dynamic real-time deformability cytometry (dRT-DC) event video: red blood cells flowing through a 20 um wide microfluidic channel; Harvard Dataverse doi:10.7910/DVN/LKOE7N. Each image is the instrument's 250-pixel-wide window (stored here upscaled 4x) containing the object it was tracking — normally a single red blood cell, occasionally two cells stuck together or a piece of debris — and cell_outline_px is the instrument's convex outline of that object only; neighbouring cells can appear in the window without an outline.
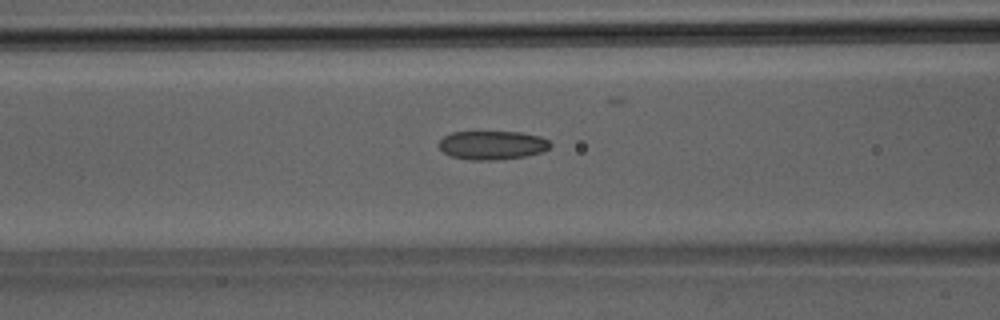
{"species": "Egyptian fruit bat (a non-hibernating species)", "species_latin": "Rousettus aegyptiacus", "temperature_condition": "room temperature", "stored_images_in_passage": 40, "camera_frame_rate_fps": 3000, "um_per_image_px": 0.085, "animal": {"sex": "male"}, "frame": {"image": 1, "passage_image": 16, "time_ms": 5.0, "image_size_px": [1000, 320], "cell_outline_px": [[552, 144], [544, 152], [528, 156], [496, 160], [472, 160], [452, 156], [444, 152], [436, 144], [444, 136], [452, 132], [520, 132], [540, 136], [548, 140]], "centroid_in_image_um": [41.86, 12.34], "position_along_channel_um": 124.7, "area_um2": 18.79}}
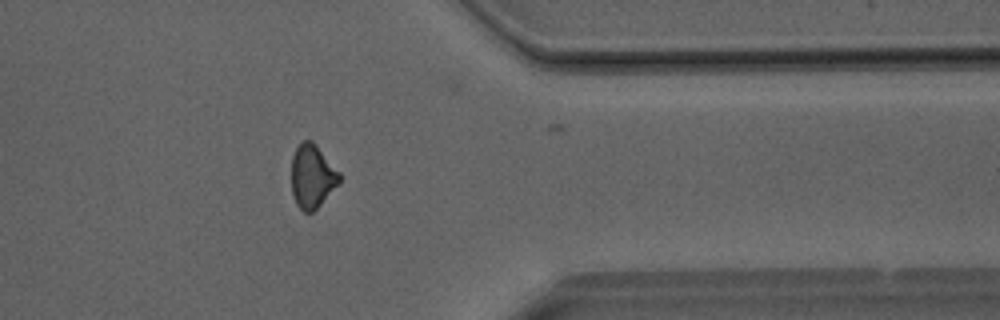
{"frame": {"image": 2, "passage_image": 32, "time_ms": 10.333, "image_size_px": [1000, 320], "cell_outline_px": [[340, 184], [312, 212], [304, 212], [296, 204], [292, 192], [292, 156], [296, 148], [304, 140], [312, 140], [316, 144], [340, 172]], "centroid_in_image_um": [26.55, 14.98], "position_along_channel_um": 384.8, "area_um2": 17.74}}
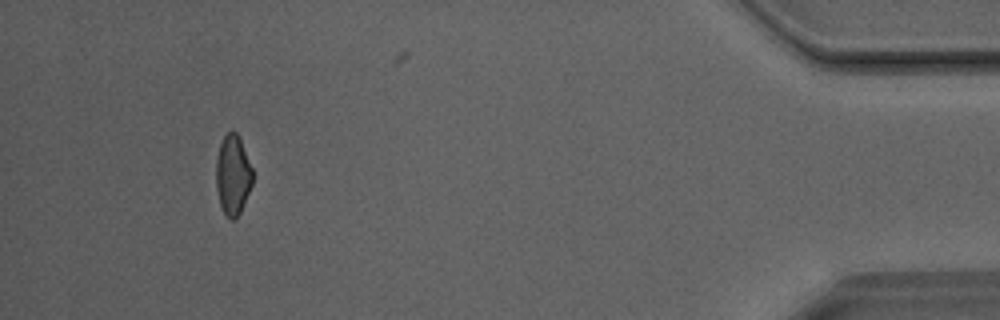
{"frame": {"image": 3, "passage_image": 37, "time_ms": 12.0, "image_size_px": [1000, 320], "cell_outline_px": [[252, 184], [240, 212], [236, 220], [228, 220], [220, 204], [216, 188], [216, 160], [220, 144], [224, 136], [232, 128], [240, 136], [252, 168]], "centroid_in_image_um": [19.79, 14.86], "position_along_channel_um": 415.4, "area_um2": 17.17}}